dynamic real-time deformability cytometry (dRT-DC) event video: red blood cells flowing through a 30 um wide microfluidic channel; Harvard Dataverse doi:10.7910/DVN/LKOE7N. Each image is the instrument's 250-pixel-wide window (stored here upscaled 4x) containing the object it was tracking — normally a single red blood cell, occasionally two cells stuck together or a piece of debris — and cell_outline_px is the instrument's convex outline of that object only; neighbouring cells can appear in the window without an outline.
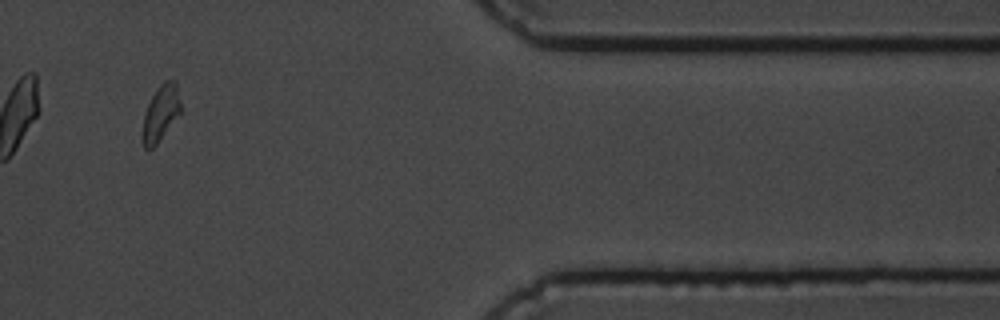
{"species": "common noctule bat (a hibernating species)", "species_latin": "Nyctalus noctula", "temperature_condition": "cold", "stored_images_in_passage": 15, "camera_frame_rate_fps": 3000, "um_per_image_px": 0.085, "animal": {"sex": "male", "body_mass_g": 19.5, "forearm_length_mm": 54.6}, "frame": {"image": 1, "passage_image": 13, "time_ms": 15.667, "image_size_px": [1000, 320], "cell_outline_px": [[180, 116], [156, 144], [148, 152], [144, 148], [140, 140], [140, 132], [144, 116], [148, 104], [156, 88], [164, 80], [176, 80], [180, 100]], "centroid_in_image_um": [13.63, 9.66], "position_along_channel_um": 397.8, "area_um2": 12.89}, "authors_computed_cell_mechanics": {"area_um2": 16.9932, "velocity_mm_per_s": 3.533, "shape_relaxation_time_tau1_ms": 3.5724, "shape_relaxation_time_tau2_ms": 3.3022, "deformation_change_tau1": 0.1272, "deformation_change_tau2": 0.0983}}